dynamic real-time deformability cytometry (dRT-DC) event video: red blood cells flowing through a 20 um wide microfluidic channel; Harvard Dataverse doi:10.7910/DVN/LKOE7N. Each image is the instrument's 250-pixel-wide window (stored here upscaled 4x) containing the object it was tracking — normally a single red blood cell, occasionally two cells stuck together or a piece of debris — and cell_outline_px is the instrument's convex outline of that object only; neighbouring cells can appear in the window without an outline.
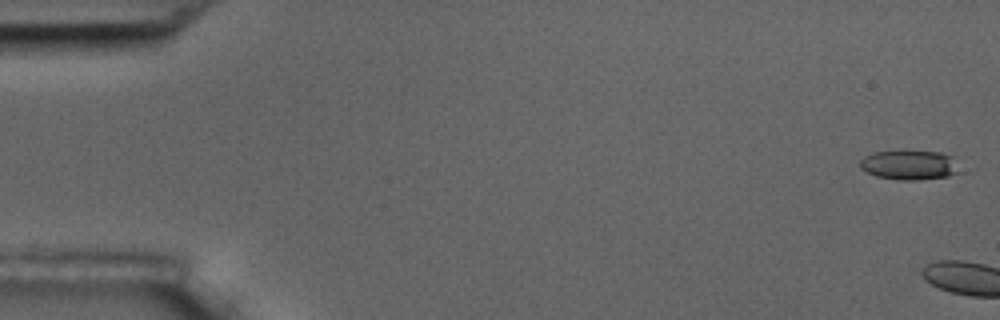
{"species": "common noctule bat (a hibernating species)", "species_latin": "Nyctalus noctula", "temperature_condition": "room temperature", "stored_images_in_passage": 2, "camera_frame_rate_fps": 3000, "um_per_image_px": 0.085, "animal": {"sex": "male", "body_mass_g": 17.5, "forearm_length_mm": 52.3}, "frame": {"image": 1, "passage_image": 1, "time_ms": 0.0, "image_size_px": [1000, 320], "cell_outline_px": [[960, 172], [948, 176], [916, 180], [896, 180], [876, 176], [860, 168], [860, 160], [864, 156], [872, 152], [940, 152], [952, 156]], "centroid_in_image_um": [77.28, 14.04], "position_along_channel_um": 7.7, "area_um2": 16.88}}